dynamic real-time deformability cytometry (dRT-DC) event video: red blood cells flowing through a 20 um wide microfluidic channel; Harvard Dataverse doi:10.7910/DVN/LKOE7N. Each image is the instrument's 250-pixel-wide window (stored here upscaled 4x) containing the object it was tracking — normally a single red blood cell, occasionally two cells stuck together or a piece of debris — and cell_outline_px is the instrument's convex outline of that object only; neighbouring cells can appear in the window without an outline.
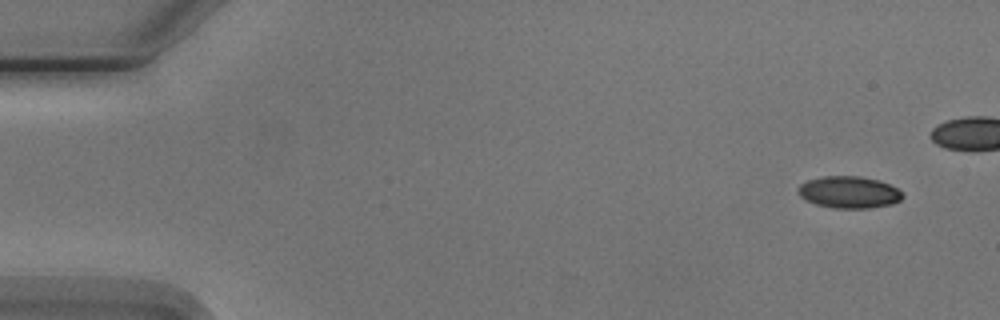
{"species": "Egyptian fruit bat (a non-hibernating species)", "species_latin": "Rousettus aegyptiacus", "temperature_condition": "cold", "stored_images_in_passage": 6, "camera_frame_rate_fps": 3000, "um_per_image_px": 0.085, "animal": {"sex": "male"}, "frame": {"image": 1, "passage_image": 1, "time_ms": 0.0, "image_size_px": [1000, 320], "cell_outline_px": [[904, 196], [900, 200], [892, 204], [868, 208], [832, 208], [816, 204], [804, 200], [796, 192], [800, 184], [808, 180], [820, 176], [860, 176], [880, 180], [896, 188]], "centroid_in_image_um": [72.12, 16.33], "position_along_channel_um": 12.9, "area_um2": 19.54}}